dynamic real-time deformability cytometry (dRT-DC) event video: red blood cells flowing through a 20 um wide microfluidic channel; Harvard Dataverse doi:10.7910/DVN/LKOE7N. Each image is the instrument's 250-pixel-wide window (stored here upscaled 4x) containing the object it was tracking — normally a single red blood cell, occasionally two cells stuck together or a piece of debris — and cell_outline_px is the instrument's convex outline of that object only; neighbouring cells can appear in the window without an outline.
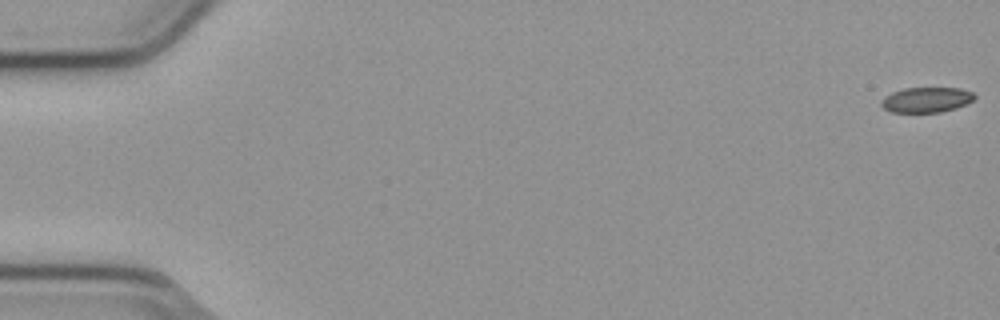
{"species": "common noctule bat (a hibernating species)", "species_latin": "Nyctalus noctula", "temperature_condition": "cold", "stored_images_in_passage": 17, "camera_frame_rate_fps": 3000, "um_per_image_px": 0.085, "animal": {"sex": "male", "body_mass_g": 23.1, "forearm_length_mm": 52.7}, "frame": {"image": 1, "passage_image": 1, "time_ms": 0.0, "image_size_px": [1000, 320], "cell_outline_px": [[976, 96], [972, 100], [956, 108], [940, 112], [892, 112], [884, 108], [880, 104], [884, 96], [892, 92], [904, 88], [960, 88], [972, 92]], "centroid_in_image_um": [78.72, 8.47], "position_along_channel_um": 6.3, "area_um2": 13.58}}
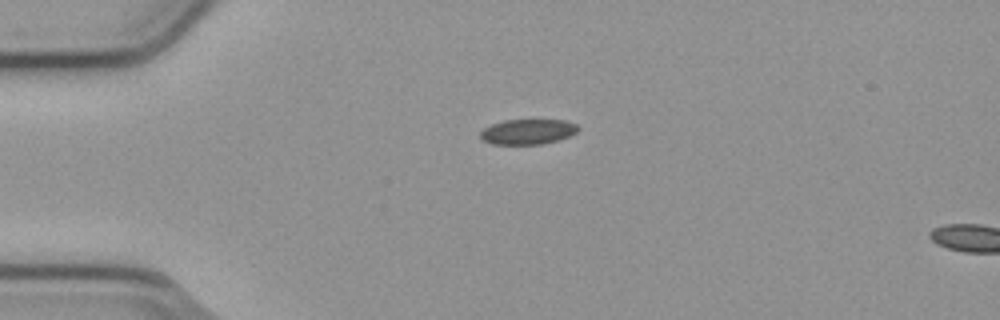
{"frame": {"image": 2, "passage_image": 14, "time_ms": 4.333, "image_size_px": [1000, 320], "cell_outline_px": [[580, 128], [576, 132], [568, 136], [556, 140], [540, 144], [492, 144], [484, 140], [480, 136], [480, 132], [484, 128], [492, 124], [504, 120], [564, 120], [576, 124]], "centroid_in_image_um": [44.85, 11.19], "position_along_channel_um": 40.2, "area_um2": 14.16}}